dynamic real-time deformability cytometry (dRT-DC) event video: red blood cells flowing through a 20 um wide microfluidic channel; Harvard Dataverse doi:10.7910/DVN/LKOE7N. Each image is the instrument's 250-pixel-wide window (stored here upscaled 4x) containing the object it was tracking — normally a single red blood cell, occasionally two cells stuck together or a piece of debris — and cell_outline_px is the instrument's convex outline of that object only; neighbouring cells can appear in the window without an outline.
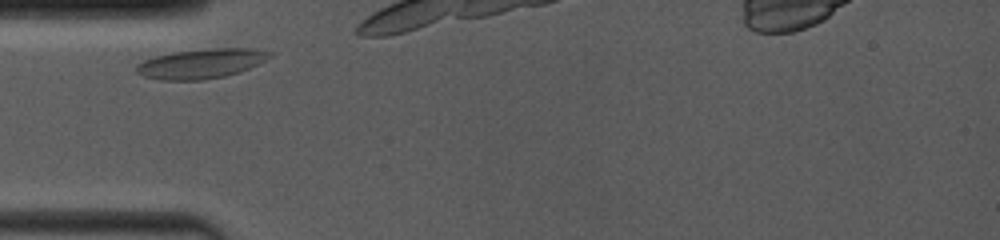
{"species": "common noctule bat (a hibernating species)", "species_latin": "Nyctalus noctula", "temperature_condition": "room temperature", "stored_images_in_passage": 14, "camera_frame_rate_fps": 4000, "um_per_image_px": 0.085, "animal": {"sex": "female", "body_mass_g": 19.0, "forearm_length_mm": 53.3}, "frame": {"image": 1, "passage_image": 1, "time_ms": 0.0, "image_size_px": [1000, 240], "cell_outline_px": [[272, 56], [240, 72], [224, 76], [204, 80], [160, 80], [144, 76], [136, 72], [136, 64], [144, 60], [156, 56], [172, 52], [208, 48], [252, 48], [272, 52]], "centroid_in_image_um": [17.08, 5.4], "position_along_channel_um": 67.9, "area_um2": 23.0}}
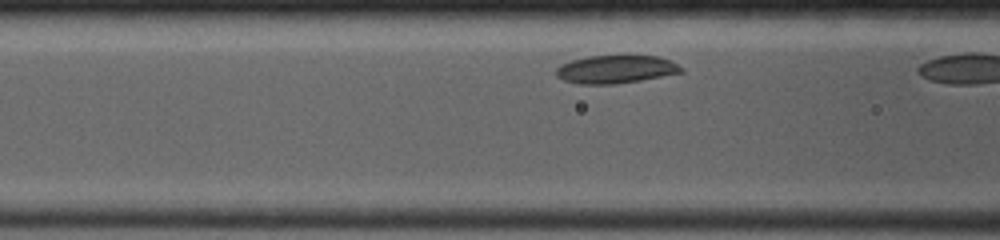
{"frame": {"image": 2, "passage_image": 10, "time_ms": 1.25, "image_size_px": [1000, 240], "cell_outline_px": [[684, 72], [640, 80], [612, 84], [580, 84], [564, 80], [556, 76], [556, 68], [560, 64], [572, 60], [588, 56], [656, 56], [668, 60], [684, 68]], "centroid_in_image_um": [52.31, 5.89], "position_along_channel_um": 114.3, "area_um2": 20.23}}